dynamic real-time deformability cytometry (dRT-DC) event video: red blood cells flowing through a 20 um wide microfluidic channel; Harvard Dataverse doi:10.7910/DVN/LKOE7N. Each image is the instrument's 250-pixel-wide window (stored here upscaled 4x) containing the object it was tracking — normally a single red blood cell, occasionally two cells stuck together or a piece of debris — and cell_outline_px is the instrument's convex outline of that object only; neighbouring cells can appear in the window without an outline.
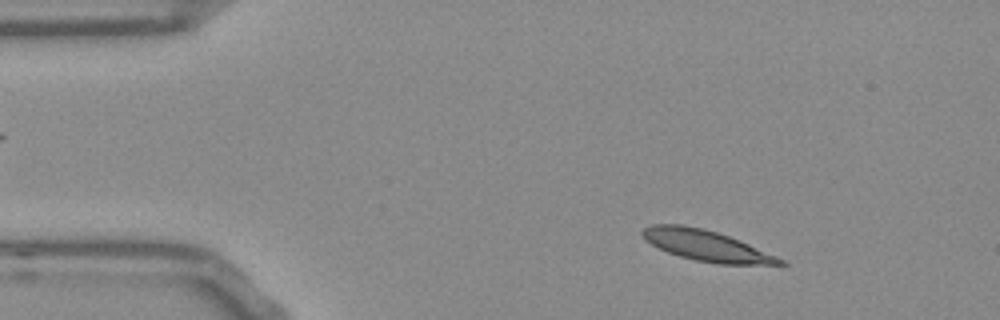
{"species": "Egyptian fruit bat (a non-hibernating species)", "species_latin": "Rousettus aegyptiacus", "temperature_condition": "room temperature", "stored_images_in_passage": 52, "camera_frame_rate_fps": 3000, "um_per_image_px": 0.085, "frame": {"image": 1, "passage_image": 6, "time_ms": 1.667, "image_size_px": [1000, 320], "cell_outline_px": [[788, 264], [716, 264], [696, 260], [680, 256], [668, 252], [644, 240], [640, 232], [644, 228], [652, 224], [680, 224], [700, 228], [716, 232], [728, 236], [748, 244], [784, 260]], "centroid_in_image_um": [59.97, 20.87], "position_along_channel_um": 25.0, "area_um2": 24.16}}
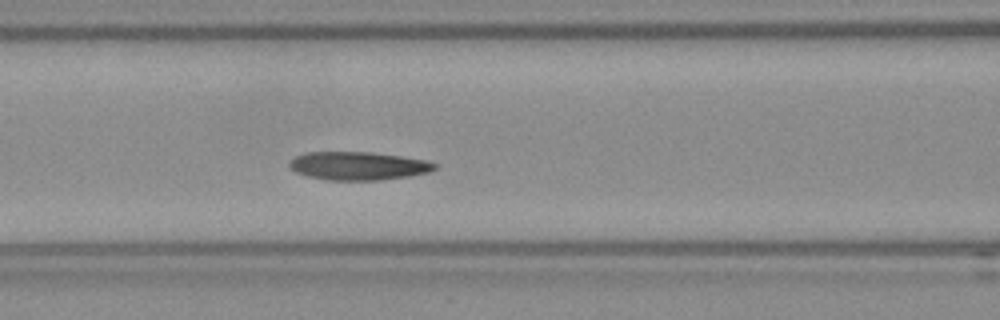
{"frame": {"image": 2, "passage_image": 20, "time_ms": 6.333, "image_size_px": [1000, 320], "cell_outline_px": [[436, 168], [428, 172], [408, 176], [376, 180], [328, 180], [308, 176], [296, 172], [288, 164], [296, 156], [304, 152], [368, 152], [400, 156], [424, 160], [436, 164]], "centroid_in_image_um": [30.42, 14.09], "position_along_channel_um": 136.2, "area_um2": 23.58}}
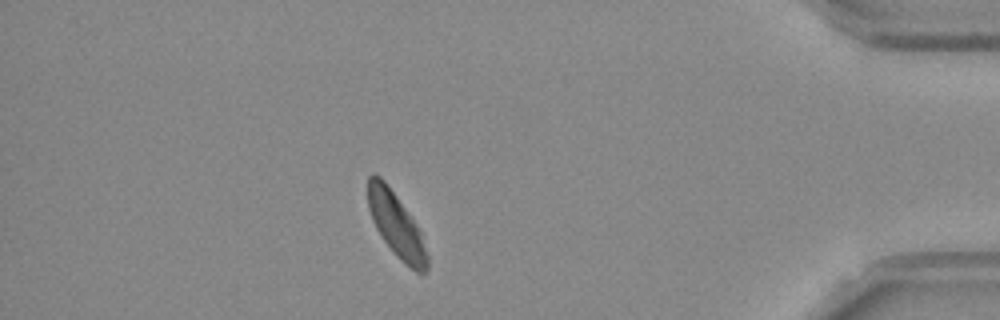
{"frame": {"image": 3, "passage_image": 45, "time_ms": 14.667, "image_size_px": [1000, 320], "cell_outline_px": [[428, 268], [424, 272], [416, 272], [400, 260], [384, 240], [376, 228], [372, 220], [368, 208], [368, 176], [372, 172], [380, 176], [384, 180], [416, 224], [420, 232], [428, 256]], "centroid_in_image_um": [33.66, 19.11], "position_along_channel_um": 401.5, "area_um2": 21.73}, "authors_computed_cell_mechanics": {"area_um2": 23.7269, "velocity_mm_per_s": 3.7536, "shape_relaxation_time_tau1_ms": 2.7096, "shape_relaxation_time_tau2_ms": 1.7214, "deformation_change_tau1": 0.1301, "deformation_change_tau2": 0.0745}}